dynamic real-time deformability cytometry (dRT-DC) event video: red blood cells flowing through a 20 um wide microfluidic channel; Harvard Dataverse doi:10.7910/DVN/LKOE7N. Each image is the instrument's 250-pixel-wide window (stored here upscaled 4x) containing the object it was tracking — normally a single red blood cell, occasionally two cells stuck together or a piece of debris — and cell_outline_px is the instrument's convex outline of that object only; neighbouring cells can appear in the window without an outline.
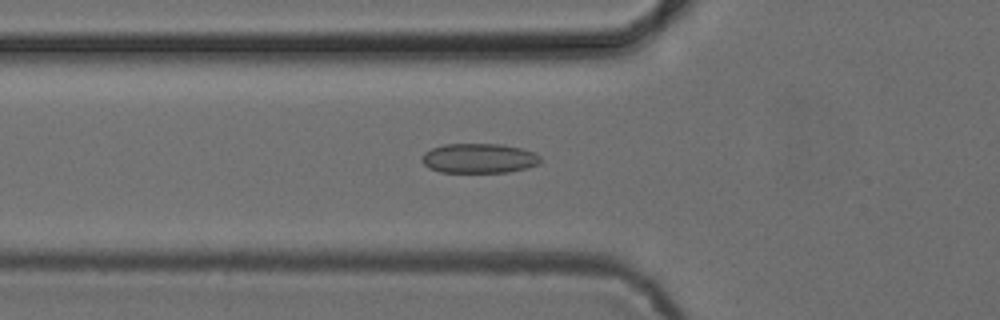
{"species": "common noctule bat (a hibernating species)", "species_latin": "Nyctalus noctula", "temperature_condition": "cold", "stored_images_in_passage": 52, "camera_frame_rate_fps": 3000, "um_per_image_px": 0.085, "animal": {"sex": "female", "body_mass_g": 24.6, "forearm_length_mm": 56.2}, "frame": {"image": 1, "passage_image": 18, "time_ms": 5.667, "image_size_px": [1000, 320], "cell_outline_px": [[544, 160], [540, 164], [508, 172], [440, 172], [428, 168], [420, 160], [420, 156], [424, 152], [432, 148], [444, 144], [500, 144], [520, 148], [536, 152]], "centroid_in_image_um": [40.71, 13.45], "position_along_channel_um": 85.1, "area_um2": 20.75}}
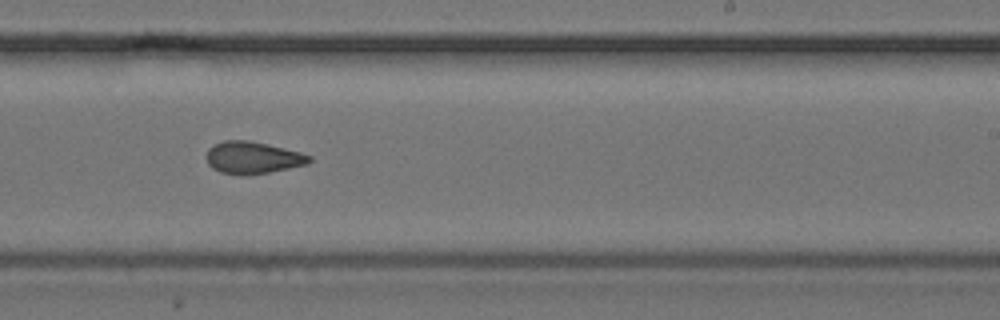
{"frame": {"image": 2, "passage_image": 32, "time_ms": 10.333, "image_size_px": [1000, 320], "cell_outline_px": [[312, 160], [308, 164], [248, 176], [240, 176], [220, 172], [212, 168], [208, 164], [208, 148], [212, 144], [224, 140], [248, 140], [268, 144], [300, 152], [312, 156]], "centroid_in_image_um": [21.47, 13.41], "position_along_channel_um": 267.5, "area_um2": 19.42}}
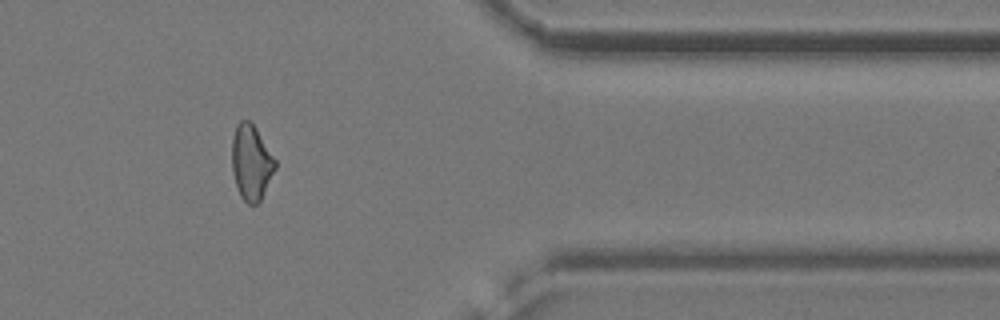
{"frame": {"image": 3, "passage_image": 43, "time_ms": 14.0, "image_size_px": [1000, 320], "cell_outline_px": [[276, 168], [260, 200], [256, 204], [248, 204], [240, 196], [236, 188], [232, 172], [232, 140], [236, 124], [240, 120], [248, 120], [256, 128], [276, 160]], "centroid_in_image_um": [21.34, 13.81], "position_along_channel_um": 390.1, "area_um2": 18.96}, "authors_computed_cell_mechanics": {"area_um2": 19.5075, "velocity_mm_per_s": 3.8875, "shape_relaxation_time_tau1_ms": null, "shape_relaxation_time_tau2_ms": 2.4017, "deformation_change_tau1": null, "deformation_change_tau2": 0.0796}}